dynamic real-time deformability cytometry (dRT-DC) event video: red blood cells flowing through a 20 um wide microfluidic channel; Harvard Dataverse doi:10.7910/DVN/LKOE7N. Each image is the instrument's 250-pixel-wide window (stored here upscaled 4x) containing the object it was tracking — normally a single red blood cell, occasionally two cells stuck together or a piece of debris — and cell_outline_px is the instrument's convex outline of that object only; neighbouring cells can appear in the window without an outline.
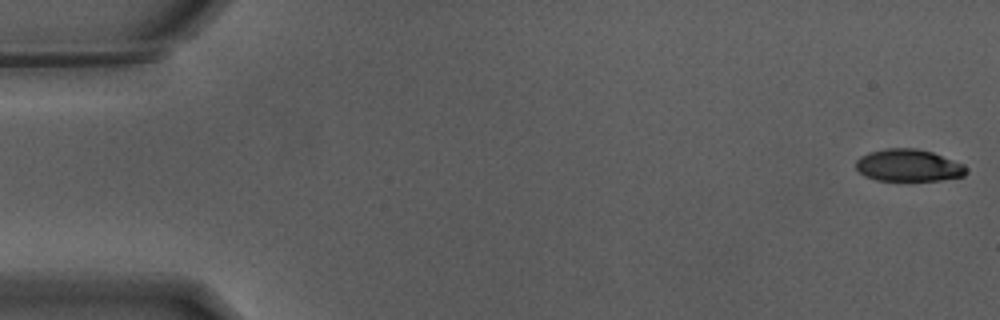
{"species": "Egyptian fruit bat (a non-hibernating species)", "species_latin": "Rousettus aegyptiacus", "temperature_condition": "warm", "stored_images_in_passage": 54, "camera_frame_rate_fps": 3000, "um_per_image_px": 0.085, "animal": {"sex": "male"}, "frame": {"image": 1, "passage_image": 1, "time_ms": 0.0, "image_size_px": [1000, 320], "cell_outline_px": [[968, 172], [964, 176], [940, 180], [876, 180], [864, 176], [856, 168], [856, 160], [860, 156], [868, 152], [888, 148], [916, 148], [932, 152], [964, 164], [968, 168]], "centroid_in_image_um": [77.23, 14.05], "position_along_channel_um": 7.8, "area_um2": 20.75}}
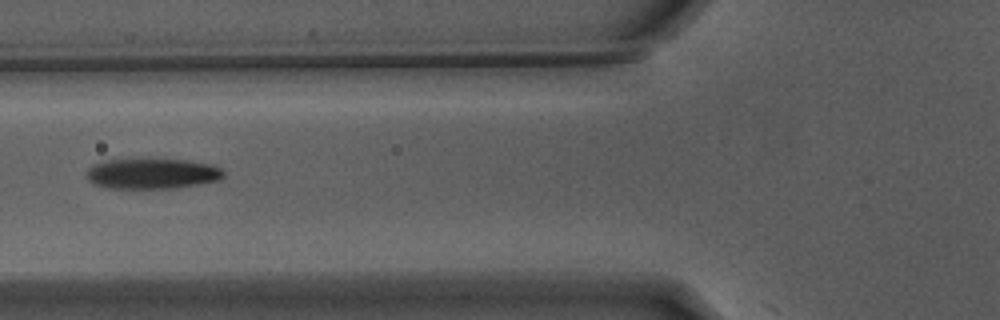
{"frame": {"image": 2, "passage_image": 21, "time_ms": 6.667, "image_size_px": [1000, 320], "cell_outline_px": [[224, 176], [220, 180], [200, 184], [172, 188], [108, 188], [96, 184], [88, 180], [88, 168], [96, 164], [108, 160], [184, 160], [212, 164], [220, 168], [224, 172]], "centroid_in_image_um": [12.99, 14.77], "position_along_channel_um": 112.8, "area_um2": 23.87}}
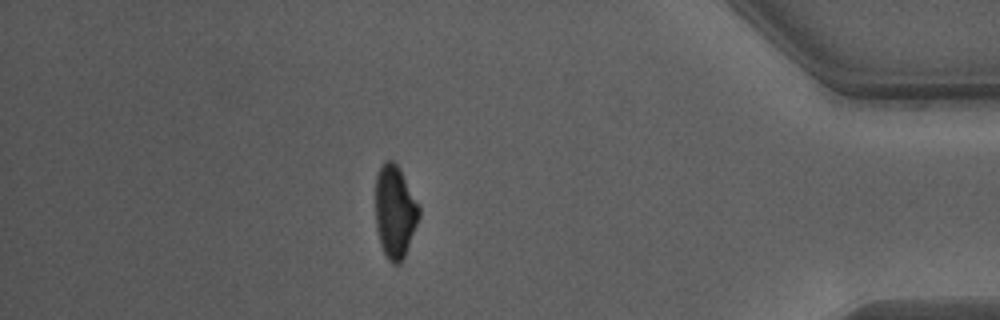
{"frame": {"image": 3, "passage_image": 47, "time_ms": 15.333, "image_size_px": [1000, 320], "cell_outline_px": [[420, 216], [404, 256], [400, 264], [392, 264], [388, 260], [380, 244], [376, 228], [376, 176], [384, 160], [392, 160], [400, 168], [420, 208]], "centroid_in_image_um": [33.56, 17.99], "position_along_channel_um": 401.6, "area_um2": 23.41}, "authors_computed_cell_mechanics": {"area_um2": 23.6691, "velocity_mm_per_s": 3.8357, "shape_relaxation_time_tau1_ms": 3.2676, "shape_relaxation_time_tau2_ms": 2.8799, "deformation_change_tau1": 0.1745, "deformation_change_tau2": 0.0829}}